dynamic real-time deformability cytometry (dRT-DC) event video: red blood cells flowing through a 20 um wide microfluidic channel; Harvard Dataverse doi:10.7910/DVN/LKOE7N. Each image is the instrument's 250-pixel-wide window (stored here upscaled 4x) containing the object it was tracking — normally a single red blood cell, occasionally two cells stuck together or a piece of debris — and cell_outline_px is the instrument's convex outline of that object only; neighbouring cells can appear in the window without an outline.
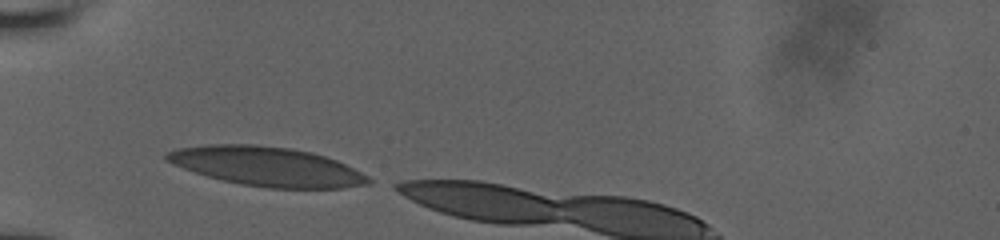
{"species": "human", "species_latin": "Homo sapiens", "temperature_condition": "room temperature", "stored_images_in_passage": 5, "camera_frame_rate_fps": 3000, "um_per_image_px": 0.085, "donor": {"sex": "male"}, "frame": {"image": 1, "passage_image": 1, "time_ms": 0.0, "image_size_px": [1000, 240], "cell_outline_px": [[372, 184], [344, 188], [268, 188], [240, 184], [208, 176], [184, 168], [164, 160], [164, 152], [176, 148], [204, 144], [256, 144], [292, 148], [312, 152], [336, 160], [368, 176], [372, 180]], "centroid_in_image_um": [22.67, 14.14], "position_along_channel_um": 62.3, "area_um2": 46.3}}